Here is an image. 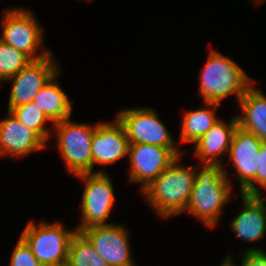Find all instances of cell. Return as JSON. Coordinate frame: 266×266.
Returning <instances> with one entry per match:
<instances>
[{"mask_svg": "<svg viewBox=\"0 0 266 266\" xmlns=\"http://www.w3.org/2000/svg\"><path fill=\"white\" fill-rule=\"evenodd\" d=\"M177 157L142 192L156 212L163 217L185 212L195 182V168L178 164Z\"/></svg>", "mask_w": 266, "mask_h": 266, "instance_id": "6da1fadb", "label": "cell"}, {"mask_svg": "<svg viewBox=\"0 0 266 266\" xmlns=\"http://www.w3.org/2000/svg\"><path fill=\"white\" fill-rule=\"evenodd\" d=\"M201 168L199 172L195 170V182L186 210L212 228L231 195V184L222 165L203 164Z\"/></svg>", "mask_w": 266, "mask_h": 266, "instance_id": "7a4b0ae2", "label": "cell"}, {"mask_svg": "<svg viewBox=\"0 0 266 266\" xmlns=\"http://www.w3.org/2000/svg\"><path fill=\"white\" fill-rule=\"evenodd\" d=\"M200 95L205 103L220 104L221 100L234 94L237 100L251 86L250 78L230 58L211 50L207 63L200 74Z\"/></svg>", "mask_w": 266, "mask_h": 266, "instance_id": "3957f363", "label": "cell"}, {"mask_svg": "<svg viewBox=\"0 0 266 266\" xmlns=\"http://www.w3.org/2000/svg\"><path fill=\"white\" fill-rule=\"evenodd\" d=\"M53 129L67 170L75 176L92 173V140L96 125L79 124L67 118L53 124Z\"/></svg>", "mask_w": 266, "mask_h": 266, "instance_id": "277c9868", "label": "cell"}, {"mask_svg": "<svg viewBox=\"0 0 266 266\" xmlns=\"http://www.w3.org/2000/svg\"><path fill=\"white\" fill-rule=\"evenodd\" d=\"M76 232V229H65L60 222H41L40 225L30 222L22 232L21 238L43 266H56L68 260L69 245Z\"/></svg>", "mask_w": 266, "mask_h": 266, "instance_id": "5b68a950", "label": "cell"}, {"mask_svg": "<svg viewBox=\"0 0 266 266\" xmlns=\"http://www.w3.org/2000/svg\"><path fill=\"white\" fill-rule=\"evenodd\" d=\"M2 20V35L0 40L7 45L23 52L31 60L42 59L51 52L42 50L36 53L42 43V31L30 11L14 8L4 11Z\"/></svg>", "mask_w": 266, "mask_h": 266, "instance_id": "8992f818", "label": "cell"}, {"mask_svg": "<svg viewBox=\"0 0 266 266\" xmlns=\"http://www.w3.org/2000/svg\"><path fill=\"white\" fill-rule=\"evenodd\" d=\"M77 177L86 181L82 196V222L77 232L98 225H108L115 196L112 181L105 173L80 174Z\"/></svg>", "mask_w": 266, "mask_h": 266, "instance_id": "52a82bcc", "label": "cell"}, {"mask_svg": "<svg viewBox=\"0 0 266 266\" xmlns=\"http://www.w3.org/2000/svg\"><path fill=\"white\" fill-rule=\"evenodd\" d=\"M181 154L178 148L141 143L129 144L130 181L141 182L142 192Z\"/></svg>", "mask_w": 266, "mask_h": 266, "instance_id": "ba28073f", "label": "cell"}, {"mask_svg": "<svg viewBox=\"0 0 266 266\" xmlns=\"http://www.w3.org/2000/svg\"><path fill=\"white\" fill-rule=\"evenodd\" d=\"M123 124L130 144H151L165 148H178L157 113L150 108L123 110L117 115Z\"/></svg>", "mask_w": 266, "mask_h": 266, "instance_id": "9c48e42d", "label": "cell"}, {"mask_svg": "<svg viewBox=\"0 0 266 266\" xmlns=\"http://www.w3.org/2000/svg\"><path fill=\"white\" fill-rule=\"evenodd\" d=\"M52 54L39 59L32 60L8 81H12L8 111L16 106H21L33 101L37 93L47 82L59 73L54 65Z\"/></svg>", "mask_w": 266, "mask_h": 266, "instance_id": "30bf717a", "label": "cell"}, {"mask_svg": "<svg viewBox=\"0 0 266 266\" xmlns=\"http://www.w3.org/2000/svg\"><path fill=\"white\" fill-rule=\"evenodd\" d=\"M81 233L110 266H135L130 256L127 231L117 224L88 227Z\"/></svg>", "mask_w": 266, "mask_h": 266, "instance_id": "8fae6325", "label": "cell"}, {"mask_svg": "<svg viewBox=\"0 0 266 266\" xmlns=\"http://www.w3.org/2000/svg\"><path fill=\"white\" fill-rule=\"evenodd\" d=\"M129 139L123 124L115 118L113 124L98 123L92 140V173L94 164H114L115 161L128 155Z\"/></svg>", "mask_w": 266, "mask_h": 266, "instance_id": "7c38bea8", "label": "cell"}, {"mask_svg": "<svg viewBox=\"0 0 266 266\" xmlns=\"http://www.w3.org/2000/svg\"><path fill=\"white\" fill-rule=\"evenodd\" d=\"M262 141L239 126L234 132L229 149V159L235 166L241 192L256 178L258 152Z\"/></svg>", "mask_w": 266, "mask_h": 266, "instance_id": "4fadbf2b", "label": "cell"}, {"mask_svg": "<svg viewBox=\"0 0 266 266\" xmlns=\"http://www.w3.org/2000/svg\"><path fill=\"white\" fill-rule=\"evenodd\" d=\"M46 142L32 129L20 123L8 111V117L0 121V156H25L44 149Z\"/></svg>", "mask_w": 266, "mask_h": 266, "instance_id": "5bb4252c", "label": "cell"}, {"mask_svg": "<svg viewBox=\"0 0 266 266\" xmlns=\"http://www.w3.org/2000/svg\"><path fill=\"white\" fill-rule=\"evenodd\" d=\"M241 195L244 207L231 222V229L244 241H259L266 232V203L262 196Z\"/></svg>", "mask_w": 266, "mask_h": 266, "instance_id": "9a60e30c", "label": "cell"}, {"mask_svg": "<svg viewBox=\"0 0 266 266\" xmlns=\"http://www.w3.org/2000/svg\"><path fill=\"white\" fill-rule=\"evenodd\" d=\"M238 127L237 116L233 117L229 125L218 120L197 142L195 154L202 164L222 165L218 157L221 153H229L235 130ZM218 156V157H217Z\"/></svg>", "mask_w": 266, "mask_h": 266, "instance_id": "2e32d148", "label": "cell"}, {"mask_svg": "<svg viewBox=\"0 0 266 266\" xmlns=\"http://www.w3.org/2000/svg\"><path fill=\"white\" fill-rule=\"evenodd\" d=\"M244 116H238V126L266 142V97L250 86L239 100Z\"/></svg>", "mask_w": 266, "mask_h": 266, "instance_id": "e0dca14e", "label": "cell"}, {"mask_svg": "<svg viewBox=\"0 0 266 266\" xmlns=\"http://www.w3.org/2000/svg\"><path fill=\"white\" fill-rule=\"evenodd\" d=\"M55 74L37 93L33 102L53 124L71 118L72 106L67 94L56 83Z\"/></svg>", "mask_w": 266, "mask_h": 266, "instance_id": "ac0fdd59", "label": "cell"}, {"mask_svg": "<svg viewBox=\"0 0 266 266\" xmlns=\"http://www.w3.org/2000/svg\"><path fill=\"white\" fill-rule=\"evenodd\" d=\"M205 105L213 108L196 109L184 114L180 137L182 142H197L219 120L214 113L219 104L205 103Z\"/></svg>", "mask_w": 266, "mask_h": 266, "instance_id": "d6986e66", "label": "cell"}, {"mask_svg": "<svg viewBox=\"0 0 266 266\" xmlns=\"http://www.w3.org/2000/svg\"><path fill=\"white\" fill-rule=\"evenodd\" d=\"M68 260L73 266H110L81 232H76L71 239Z\"/></svg>", "mask_w": 266, "mask_h": 266, "instance_id": "ffe728a7", "label": "cell"}, {"mask_svg": "<svg viewBox=\"0 0 266 266\" xmlns=\"http://www.w3.org/2000/svg\"><path fill=\"white\" fill-rule=\"evenodd\" d=\"M10 112L20 123L35 131L45 142L49 139L51 133L44 126L49 119L33 101L16 106Z\"/></svg>", "mask_w": 266, "mask_h": 266, "instance_id": "44dd1931", "label": "cell"}, {"mask_svg": "<svg viewBox=\"0 0 266 266\" xmlns=\"http://www.w3.org/2000/svg\"><path fill=\"white\" fill-rule=\"evenodd\" d=\"M31 61L23 52L0 40V81H7Z\"/></svg>", "mask_w": 266, "mask_h": 266, "instance_id": "7402d4cb", "label": "cell"}, {"mask_svg": "<svg viewBox=\"0 0 266 266\" xmlns=\"http://www.w3.org/2000/svg\"><path fill=\"white\" fill-rule=\"evenodd\" d=\"M255 183H258L266 189V142H262L258 152V170L256 178L241 192V194L261 196Z\"/></svg>", "mask_w": 266, "mask_h": 266, "instance_id": "603a6c76", "label": "cell"}, {"mask_svg": "<svg viewBox=\"0 0 266 266\" xmlns=\"http://www.w3.org/2000/svg\"><path fill=\"white\" fill-rule=\"evenodd\" d=\"M10 266H43L33 255L30 247L20 237L11 257Z\"/></svg>", "mask_w": 266, "mask_h": 266, "instance_id": "cb8c5ba5", "label": "cell"}, {"mask_svg": "<svg viewBox=\"0 0 266 266\" xmlns=\"http://www.w3.org/2000/svg\"><path fill=\"white\" fill-rule=\"evenodd\" d=\"M241 266H266V253L257 248L245 251Z\"/></svg>", "mask_w": 266, "mask_h": 266, "instance_id": "d4e9b609", "label": "cell"}, {"mask_svg": "<svg viewBox=\"0 0 266 266\" xmlns=\"http://www.w3.org/2000/svg\"><path fill=\"white\" fill-rule=\"evenodd\" d=\"M233 263L234 262L232 261L231 257L228 256L227 258H225V260L223 261V263L220 266H236Z\"/></svg>", "mask_w": 266, "mask_h": 266, "instance_id": "484cf974", "label": "cell"}, {"mask_svg": "<svg viewBox=\"0 0 266 266\" xmlns=\"http://www.w3.org/2000/svg\"><path fill=\"white\" fill-rule=\"evenodd\" d=\"M56 266H73V264L69 260H66L64 262L57 264Z\"/></svg>", "mask_w": 266, "mask_h": 266, "instance_id": "4316f807", "label": "cell"}]
</instances>
